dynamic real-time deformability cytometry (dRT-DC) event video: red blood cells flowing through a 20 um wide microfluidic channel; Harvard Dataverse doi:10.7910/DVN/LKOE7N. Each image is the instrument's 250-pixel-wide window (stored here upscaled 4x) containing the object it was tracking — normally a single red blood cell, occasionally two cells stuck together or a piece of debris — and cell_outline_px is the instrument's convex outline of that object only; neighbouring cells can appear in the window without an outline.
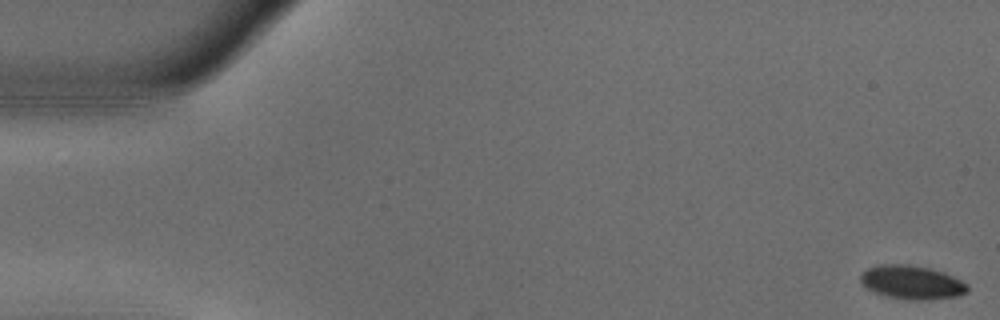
{"species": "common noctule bat (a hibernating species)", "species_latin": "Nyctalus noctula", "temperature_condition": "warm", "stored_images_in_passage": 54, "camera_frame_rate_fps": 3000, "um_per_image_px": 0.085, "animal": {"sex": "male", "body_mass_g": 18.8}, "frame": {"image": 1, "passage_image": 1, "time_ms": 0.0, "image_size_px": [1000, 320], "cell_outline_px": [[968, 292], [956, 296], [928, 300], [908, 300], [888, 296], [864, 288], [860, 280], [860, 272], [876, 264], [912, 264], [944, 272], [968, 284]], "centroid_in_image_um": [77.47, 23.99], "position_along_channel_um": 7.5, "area_um2": 21.21}}
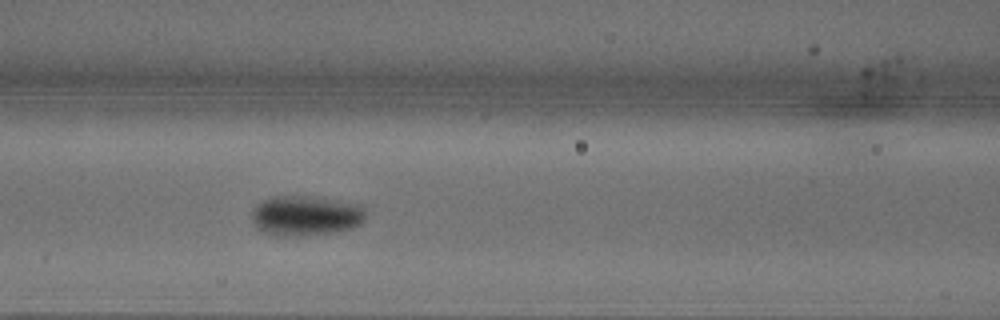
{"frame": {"image": 2, "passage_image": 23, "time_ms": 7.333, "image_size_px": [1000, 320], "cell_outline_px": [[364, 220], [360, 224], [352, 228], [336, 232], [300, 236], [272, 236], [256, 228], [252, 220], [252, 212], [256, 204], [268, 196], [304, 196], [340, 200], [356, 204], [364, 208]], "centroid_in_image_um": [25.94, 18.34], "position_along_channel_um": 140.7, "area_um2": 26.88}}
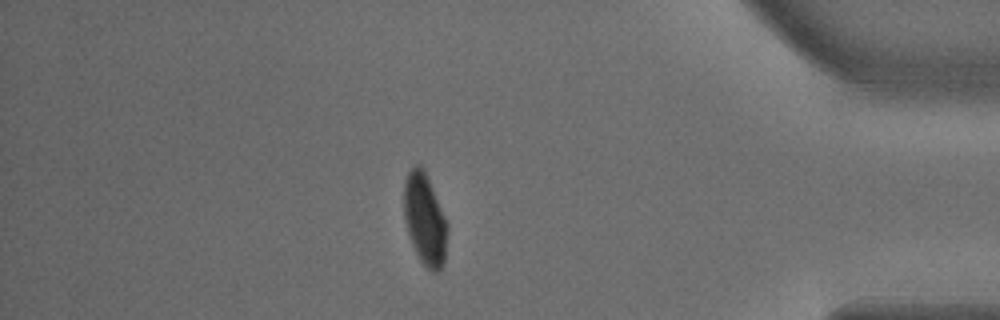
{"frame": {"image": 3, "passage_image": 47, "time_ms": 15.333, "image_size_px": [1000, 320], "cell_outline_px": [[448, 232], [444, 260], [440, 268], [436, 272], [432, 272], [420, 260], [412, 244], [408, 232], [404, 216], [404, 180], [408, 172], [416, 164], [420, 164], [424, 168], [448, 224]], "centroid_in_image_um": [36.11, 18.61], "position_along_channel_um": 399.1, "area_um2": 23.06}, "authors_computed_cell_mechanics": {"area_um2": 23.2934, "velocity_mm_per_s": 3.692, "shape_relaxation_time_tau1_ms": 2.9986, "shape_relaxation_time_tau2_ms": null, "deformation_change_tau1": 0.1378, "deformation_change_tau2": null}}